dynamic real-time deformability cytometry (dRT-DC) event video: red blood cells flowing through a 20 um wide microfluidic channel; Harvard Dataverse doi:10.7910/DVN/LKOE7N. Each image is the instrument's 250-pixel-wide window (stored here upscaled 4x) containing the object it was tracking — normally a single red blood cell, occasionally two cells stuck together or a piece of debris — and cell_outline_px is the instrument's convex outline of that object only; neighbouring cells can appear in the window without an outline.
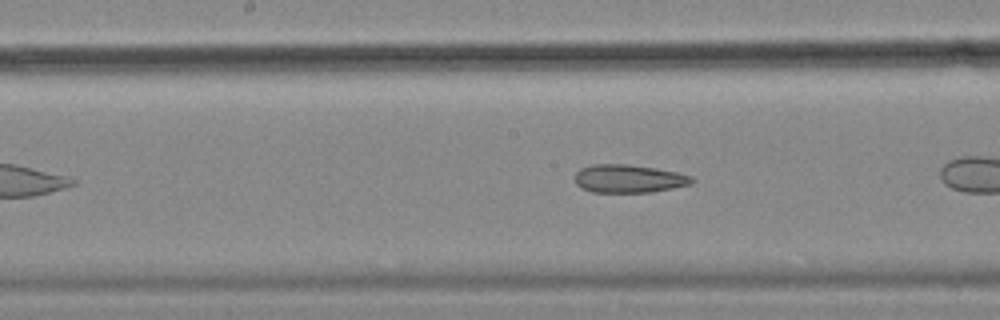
{"species": "common noctule bat (a hibernating species)", "species_latin": "Nyctalus noctula", "temperature_condition": "cold", "stored_images_in_passage": 41, "camera_frame_rate_fps": 3000, "um_per_image_px": 0.085, "animal": {"sex": "female", "body_mass_g": 18.4}, "frame": {"image": 1, "passage_image": 12, "time_ms": 3.667, "image_size_px": [1000, 320], "cell_outline_px": [[696, 180], [692, 184], [652, 192], [592, 192], [580, 188], [576, 184], [576, 172], [580, 168], [592, 164], [628, 164], [656, 168], [676, 172], [692, 176]], "centroid_in_image_um": [53.45, 15.18], "position_along_channel_um": 194.8, "area_um2": 19.31}, "authors_computed_cell_mechanics": {"area_um2": 20.3456, "velocity_mm_per_s": 3.4935, "shape_relaxation_time_tau1_ms": null, "shape_relaxation_time_tau2_ms": 5.305, "deformation_change_tau1": null, "deformation_change_tau2": 0.1461}}